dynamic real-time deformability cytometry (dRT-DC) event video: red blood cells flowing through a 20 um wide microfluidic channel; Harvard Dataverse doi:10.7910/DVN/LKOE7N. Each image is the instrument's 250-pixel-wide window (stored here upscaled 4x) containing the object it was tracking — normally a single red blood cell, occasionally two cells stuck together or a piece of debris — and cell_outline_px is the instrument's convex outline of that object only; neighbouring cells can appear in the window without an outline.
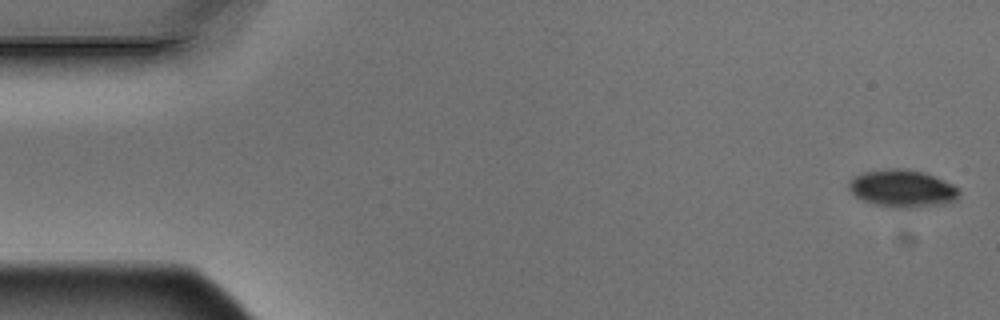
{"species": "Egyptian fruit bat (a non-hibernating species)", "species_latin": "Rousettus aegyptiacus", "temperature_condition": "warm", "stored_images_in_passage": 5, "camera_frame_rate_fps": 3000, "um_per_image_px": 0.085, "animal": {"sex": "male"}, "frame": {"image": 1, "passage_image": 1, "time_ms": 0.0, "image_size_px": [1000, 320], "cell_outline_px": [[960, 200], [952, 204], [908, 208], [896, 208], [872, 204], [860, 200], [848, 188], [848, 180], [852, 176], [864, 172], [888, 168], [904, 168], [924, 172], [936, 176], [960, 188]], "centroid_in_image_um": [76.75, 16.03], "position_along_channel_um": 8.3, "area_um2": 24.91}}